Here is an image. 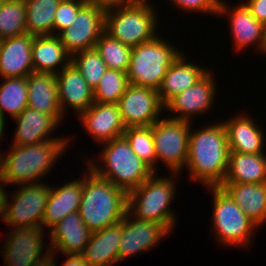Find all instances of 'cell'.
<instances>
[{
  "mask_svg": "<svg viewBox=\"0 0 266 266\" xmlns=\"http://www.w3.org/2000/svg\"><path fill=\"white\" fill-rule=\"evenodd\" d=\"M31 55L34 72L38 73L57 74L71 63V55L58 35L34 36ZM58 67L61 68L57 70Z\"/></svg>",
  "mask_w": 266,
  "mask_h": 266,
  "instance_id": "27",
  "label": "cell"
},
{
  "mask_svg": "<svg viewBox=\"0 0 266 266\" xmlns=\"http://www.w3.org/2000/svg\"><path fill=\"white\" fill-rule=\"evenodd\" d=\"M61 0H24L27 33L53 35L55 12Z\"/></svg>",
  "mask_w": 266,
  "mask_h": 266,
  "instance_id": "30",
  "label": "cell"
},
{
  "mask_svg": "<svg viewBox=\"0 0 266 266\" xmlns=\"http://www.w3.org/2000/svg\"><path fill=\"white\" fill-rule=\"evenodd\" d=\"M156 174L128 193L127 213L135 220L161 223L171 232L176 220L175 214L169 209L176 194L175 179L172 176L158 177Z\"/></svg>",
  "mask_w": 266,
  "mask_h": 266,
  "instance_id": "5",
  "label": "cell"
},
{
  "mask_svg": "<svg viewBox=\"0 0 266 266\" xmlns=\"http://www.w3.org/2000/svg\"><path fill=\"white\" fill-rule=\"evenodd\" d=\"M123 233V219L100 231L92 232L81 253L89 266H112L118 263L119 244Z\"/></svg>",
  "mask_w": 266,
  "mask_h": 266,
  "instance_id": "23",
  "label": "cell"
},
{
  "mask_svg": "<svg viewBox=\"0 0 266 266\" xmlns=\"http://www.w3.org/2000/svg\"><path fill=\"white\" fill-rule=\"evenodd\" d=\"M56 80L63 116L67 106L80 115L94 103L93 89L72 63L56 74Z\"/></svg>",
  "mask_w": 266,
  "mask_h": 266,
  "instance_id": "19",
  "label": "cell"
},
{
  "mask_svg": "<svg viewBox=\"0 0 266 266\" xmlns=\"http://www.w3.org/2000/svg\"><path fill=\"white\" fill-rule=\"evenodd\" d=\"M148 0L134 3L105 12L104 31L113 39L136 47L152 40L157 30V14L154 5Z\"/></svg>",
  "mask_w": 266,
  "mask_h": 266,
  "instance_id": "6",
  "label": "cell"
},
{
  "mask_svg": "<svg viewBox=\"0 0 266 266\" xmlns=\"http://www.w3.org/2000/svg\"><path fill=\"white\" fill-rule=\"evenodd\" d=\"M134 153L156 173V152L151 126L126 127L123 133Z\"/></svg>",
  "mask_w": 266,
  "mask_h": 266,
  "instance_id": "34",
  "label": "cell"
},
{
  "mask_svg": "<svg viewBox=\"0 0 266 266\" xmlns=\"http://www.w3.org/2000/svg\"><path fill=\"white\" fill-rule=\"evenodd\" d=\"M95 49L104 60L107 68L127 73L132 47L113 39L104 31L97 40Z\"/></svg>",
  "mask_w": 266,
  "mask_h": 266,
  "instance_id": "32",
  "label": "cell"
},
{
  "mask_svg": "<svg viewBox=\"0 0 266 266\" xmlns=\"http://www.w3.org/2000/svg\"><path fill=\"white\" fill-rule=\"evenodd\" d=\"M228 7L221 0L218 16L229 14L231 37H233L235 49L241 51L255 44L256 48H259V51L264 53L266 51V27L252 16L244 2H240V5L238 4L236 7L234 6L233 10H231V6L230 8Z\"/></svg>",
  "mask_w": 266,
  "mask_h": 266,
  "instance_id": "16",
  "label": "cell"
},
{
  "mask_svg": "<svg viewBox=\"0 0 266 266\" xmlns=\"http://www.w3.org/2000/svg\"><path fill=\"white\" fill-rule=\"evenodd\" d=\"M80 121L85 131L102 144L122 136L126 128L115 103L94 102L80 114Z\"/></svg>",
  "mask_w": 266,
  "mask_h": 266,
  "instance_id": "17",
  "label": "cell"
},
{
  "mask_svg": "<svg viewBox=\"0 0 266 266\" xmlns=\"http://www.w3.org/2000/svg\"><path fill=\"white\" fill-rule=\"evenodd\" d=\"M7 0H0V5L4 2H6Z\"/></svg>",
  "mask_w": 266,
  "mask_h": 266,
  "instance_id": "45",
  "label": "cell"
},
{
  "mask_svg": "<svg viewBox=\"0 0 266 266\" xmlns=\"http://www.w3.org/2000/svg\"><path fill=\"white\" fill-rule=\"evenodd\" d=\"M14 120L18 125L12 146L31 145L52 140H70L69 137H48L58 125L60 126L59 121L53 115L27 107Z\"/></svg>",
  "mask_w": 266,
  "mask_h": 266,
  "instance_id": "20",
  "label": "cell"
},
{
  "mask_svg": "<svg viewBox=\"0 0 266 266\" xmlns=\"http://www.w3.org/2000/svg\"><path fill=\"white\" fill-rule=\"evenodd\" d=\"M10 203L7 197L5 215L2 219L14 228L41 227L50 194V186L42 183L20 185Z\"/></svg>",
  "mask_w": 266,
  "mask_h": 266,
  "instance_id": "10",
  "label": "cell"
},
{
  "mask_svg": "<svg viewBox=\"0 0 266 266\" xmlns=\"http://www.w3.org/2000/svg\"><path fill=\"white\" fill-rule=\"evenodd\" d=\"M87 3V0H61L55 12L53 35H58L74 21L78 11ZM58 33H57V31ZM55 32V33H54Z\"/></svg>",
  "mask_w": 266,
  "mask_h": 266,
  "instance_id": "37",
  "label": "cell"
},
{
  "mask_svg": "<svg viewBox=\"0 0 266 266\" xmlns=\"http://www.w3.org/2000/svg\"><path fill=\"white\" fill-rule=\"evenodd\" d=\"M213 196V229L223 246H245L251 243L259 227L243 212L221 187H209Z\"/></svg>",
  "mask_w": 266,
  "mask_h": 266,
  "instance_id": "8",
  "label": "cell"
},
{
  "mask_svg": "<svg viewBox=\"0 0 266 266\" xmlns=\"http://www.w3.org/2000/svg\"><path fill=\"white\" fill-rule=\"evenodd\" d=\"M71 63L82 74L83 78L93 90L108 69L95 48L73 54L71 56Z\"/></svg>",
  "mask_w": 266,
  "mask_h": 266,
  "instance_id": "36",
  "label": "cell"
},
{
  "mask_svg": "<svg viewBox=\"0 0 266 266\" xmlns=\"http://www.w3.org/2000/svg\"><path fill=\"white\" fill-rule=\"evenodd\" d=\"M0 84V118L6 122V112L16 118L28 103L27 77L3 78Z\"/></svg>",
  "mask_w": 266,
  "mask_h": 266,
  "instance_id": "31",
  "label": "cell"
},
{
  "mask_svg": "<svg viewBox=\"0 0 266 266\" xmlns=\"http://www.w3.org/2000/svg\"><path fill=\"white\" fill-rule=\"evenodd\" d=\"M172 4L178 6L183 11L204 12V14H218V8L221 0H171ZM174 2V3H173Z\"/></svg>",
  "mask_w": 266,
  "mask_h": 266,
  "instance_id": "38",
  "label": "cell"
},
{
  "mask_svg": "<svg viewBox=\"0 0 266 266\" xmlns=\"http://www.w3.org/2000/svg\"><path fill=\"white\" fill-rule=\"evenodd\" d=\"M49 231L51 252L59 250L66 255L81 254L92 233L78 212L70 213Z\"/></svg>",
  "mask_w": 266,
  "mask_h": 266,
  "instance_id": "21",
  "label": "cell"
},
{
  "mask_svg": "<svg viewBox=\"0 0 266 266\" xmlns=\"http://www.w3.org/2000/svg\"><path fill=\"white\" fill-rule=\"evenodd\" d=\"M27 33L24 0H7L0 5V38L6 39Z\"/></svg>",
  "mask_w": 266,
  "mask_h": 266,
  "instance_id": "33",
  "label": "cell"
},
{
  "mask_svg": "<svg viewBox=\"0 0 266 266\" xmlns=\"http://www.w3.org/2000/svg\"><path fill=\"white\" fill-rule=\"evenodd\" d=\"M105 12L95 5L86 3L77 13L71 25L62 30L58 37L66 51L73 54L95 48L104 32Z\"/></svg>",
  "mask_w": 266,
  "mask_h": 266,
  "instance_id": "11",
  "label": "cell"
},
{
  "mask_svg": "<svg viewBox=\"0 0 266 266\" xmlns=\"http://www.w3.org/2000/svg\"><path fill=\"white\" fill-rule=\"evenodd\" d=\"M102 145L105 146L100 153V161L105 168L103 165L100 167L91 158L87 160L88 168L127 193L136 189L155 173L134 153L123 135Z\"/></svg>",
  "mask_w": 266,
  "mask_h": 266,
  "instance_id": "4",
  "label": "cell"
},
{
  "mask_svg": "<svg viewBox=\"0 0 266 266\" xmlns=\"http://www.w3.org/2000/svg\"><path fill=\"white\" fill-rule=\"evenodd\" d=\"M191 122L161 118L152 124L157 161H162L176 175L186 166Z\"/></svg>",
  "mask_w": 266,
  "mask_h": 266,
  "instance_id": "9",
  "label": "cell"
},
{
  "mask_svg": "<svg viewBox=\"0 0 266 266\" xmlns=\"http://www.w3.org/2000/svg\"><path fill=\"white\" fill-rule=\"evenodd\" d=\"M55 256L56 253L50 252L48 256L38 262H35L32 266H55Z\"/></svg>",
  "mask_w": 266,
  "mask_h": 266,
  "instance_id": "43",
  "label": "cell"
},
{
  "mask_svg": "<svg viewBox=\"0 0 266 266\" xmlns=\"http://www.w3.org/2000/svg\"><path fill=\"white\" fill-rule=\"evenodd\" d=\"M5 122L0 118V141L2 142L3 132L5 131Z\"/></svg>",
  "mask_w": 266,
  "mask_h": 266,
  "instance_id": "44",
  "label": "cell"
},
{
  "mask_svg": "<svg viewBox=\"0 0 266 266\" xmlns=\"http://www.w3.org/2000/svg\"><path fill=\"white\" fill-rule=\"evenodd\" d=\"M229 145L223 122H215L200 130H190L186 168L190 179L200 181L207 189L220 187L229 160Z\"/></svg>",
  "mask_w": 266,
  "mask_h": 266,
  "instance_id": "1",
  "label": "cell"
},
{
  "mask_svg": "<svg viewBox=\"0 0 266 266\" xmlns=\"http://www.w3.org/2000/svg\"><path fill=\"white\" fill-rule=\"evenodd\" d=\"M62 266H89L81 254H67Z\"/></svg>",
  "mask_w": 266,
  "mask_h": 266,
  "instance_id": "41",
  "label": "cell"
},
{
  "mask_svg": "<svg viewBox=\"0 0 266 266\" xmlns=\"http://www.w3.org/2000/svg\"><path fill=\"white\" fill-rule=\"evenodd\" d=\"M50 186V194L44 211L42 228H53L63 218L78 212L82 197L83 178L68 182L63 186Z\"/></svg>",
  "mask_w": 266,
  "mask_h": 266,
  "instance_id": "25",
  "label": "cell"
},
{
  "mask_svg": "<svg viewBox=\"0 0 266 266\" xmlns=\"http://www.w3.org/2000/svg\"><path fill=\"white\" fill-rule=\"evenodd\" d=\"M27 107L53 115L59 122L63 114L59 105L56 74L32 72L27 75Z\"/></svg>",
  "mask_w": 266,
  "mask_h": 266,
  "instance_id": "22",
  "label": "cell"
},
{
  "mask_svg": "<svg viewBox=\"0 0 266 266\" xmlns=\"http://www.w3.org/2000/svg\"><path fill=\"white\" fill-rule=\"evenodd\" d=\"M266 153L229 152L228 169L223 183H265Z\"/></svg>",
  "mask_w": 266,
  "mask_h": 266,
  "instance_id": "29",
  "label": "cell"
},
{
  "mask_svg": "<svg viewBox=\"0 0 266 266\" xmlns=\"http://www.w3.org/2000/svg\"><path fill=\"white\" fill-rule=\"evenodd\" d=\"M5 240L3 260L6 266H32L51 252L42 254L44 229L41 227L11 228Z\"/></svg>",
  "mask_w": 266,
  "mask_h": 266,
  "instance_id": "14",
  "label": "cell"
},
{
  "mask_svg": "<svg viewBox=\"0 0 266 266\" xmlns=\"http://www.w3.org/2000/svg\"><path fill=\"white\" fill-rule=\"evenodd\" d=\"M188 62L186 56L184 57V53H181L167 69L158 89V95L163 104L173 96L193 86L209 71L203 69L200 65Z\"/></svg>",
  "mask_w": 266,
  "mask_h": 266,
  "instance_id": "28",
  "label": "cell"
},
{
  "mask_svg": "<svg viewBox=\"0 0 266 266\" xmlns=\"http://www.w3.org/2000/svg\"><path fill=\"white\" fill-rule=\"evenodd\" d=\"M225 125L230 152L264 153V130L247 114H239L223 122Z\"/></svg>",
  "mask_w": 266,
  "mask_h": 266,
  "instance_id": "24",
  "label": "cell"
},
{
  "mask_svg": "<svg viewBox=\"0 0 266 266\" xmlns=\"http://www.w3.org/2000/svg\"><path fill=\"white\" fill-rule=\"evenodd\" d=\"M34 36L25 33L1 41L0 78L27 77L34 72L31 55Z\"/></svg>",
  "mask_w": 266,
  "mask_h": 266,
  "instance_id": "18",
  "label": "cell"
},
{
  "mask_svg": "<svg viewBox=\"0 0 266 266\" xmlns=\"http://www.w3.org/2000/svg\"><path fill=\"white\" fill-rule=\"evenodd\" d=\"M83 175L78 213L91 232L119 223L127 214L128 193L97 176L91 169Z\"/></svg>",
  "mask_w": 266,
  "mask_h": 266,
  "instance_id": "2",
  "label": "cell"
},
{
  "mask_svg": "<svg viewBox=\"0 0 266 266\" xmlns=\"http://www.w3.org/2000/svg\"><path fill=\"white\" fill-rule=\"evenodd\" d=\"M243 2L252 16L266 27V0H245Z\"/></svg>",
  "mask_w": 266,
  "mask_h": 266,
  "instance_id": "39",
  "label": "cell"
},
{
  "mask_svg": "<svg viewBox=\"0 0 266 266\" xmlns=\"http://www.w3.org/2000/svg\"><path fill=\"white\" fill-rule=\"evenodd\" d=\"M118 105L125 127L151 126L165 110L158 90L132 84L128 85Z\"/></svg>",
  "mask_w": 266,
  "mask_h": 266,
  "instance_id": "12",
  "label": "cell"
},
{
  "mask_svg": "<svg viewBox=\"0 0 266 266\" xmlns=\"http://www.w3.org/2000/svg\"><path fill=\"white\" fill-rule=\"evenodd\" d=\"M213 75L212 71H208L193 86L173 96L164 104V109L176 113V116H171L170 119L191 122L195 114L211 110L217 90Z\"/></svg>",
  "mask_w": 266,
  "mask_h": 266,
  "instance_id": "13",
  "label": "cell"
},
{
  "mask_svg": "<svg viewBox=\"0 0 266 266\" xmlns=\"http://www.w3.org/2000/svg\"><path fill=\"white\" fill-rule=\"evenodd\" d=\"M128 85L126 72L108 68L93 90L94 102L118 104Z\"/></svg>",
  "mask_w": 266,
  "mask_h": 266,
  "instance_id": "35",
  "label": "cell"
},
{
  "mask_svg": "<svg viewBox=\"0 0 266 266\" xmlns=\"http://www.w3.org/2000/svg\"><path fill=\"white\" fill-rule=\"evenodd\" d=\"M220 187L258 227L266 223V182L222 183Z\"/></svg>",
  "mask_w": 266,
  "mask_h": 266,
  "instance_id": "26",
  "label": "cell"
},
{
  "mask_svg": "<svg viewBox=\"0 0 266 266\" xmlns=\"http://www.w3.org/2000/svg\"><path fill=\"white\" fill-rule=\"evenodd\" d=\"M69 140H52L31 145L12 146L0 154V177L7 184L41 183L57 159L69 146ZM40 178V179H39Z\"/></svg>",
  "mask_w": 266,
  "mask_h": 266,
  "instance_id": "3",
  "label": "cell"
},
{
  "mask_svg": "<svg viewBox=\"0 0 266 266\" xmlns=\"http://www.w3.org/2000/svg\"><path fill=\"white\" fill-rule=\"evenodd\" d=\"M136 0H87L104 12L134 3Z\"/></svg>",
  "mask_w": 266,
  "mask_h": 266,
  "instance_id": "40",
  "label": "cell"
},
{
  "mask_svg": "<svg viewBox=\"0 0 266 266\" xmlns=\"http://www.w3.org/2000/svg\"><path fill=\"white\" fill-rule=\"evenodd\" d=\"M0 183H1L0 184V216H1V219H3L5 215L6 201H7V197H9L8 196L9 193H7L8 191H6L5 188L3 187L6 183L2 180L1 177H0Z\"/></svg>",
  "mask_w": 266,
  "mask_h": 266,
  "instance_id": "42",
  "label": "cell"
},
{
  "mask_svg": "<svg viewBox=\"0 0 266 266\" xmlns=\"http://www.w3.org/2000/svg\"><path fill=\"white\" fill-rule=\"evenodd\" d=\"M181 53L158 35L133 47L127 71L129 84L158 90L167 69Z\"/></svg>",
  "mask_w": 266,
  "mask_h": 266,
  "instance_id": "7",
  "label": "cell"
},
{
  "mask_svg": "<svg viewBox=\"0 0 266 266\" xmlns=\"http://www.w3.org/2000/svg\"><path fill=\"white\" fill-rule=\"evenodd\" d=\"M131 218L129 213L123 218V233L119 244L118 262L131 255L134 256L137 253H144L148 249H153L169 233L161 223Z\"/></svg>",
  "mask_w": 266,
  "mask_h": 266,
  "instance_id": "15",
  "label": "cell"
}]
</instances>
